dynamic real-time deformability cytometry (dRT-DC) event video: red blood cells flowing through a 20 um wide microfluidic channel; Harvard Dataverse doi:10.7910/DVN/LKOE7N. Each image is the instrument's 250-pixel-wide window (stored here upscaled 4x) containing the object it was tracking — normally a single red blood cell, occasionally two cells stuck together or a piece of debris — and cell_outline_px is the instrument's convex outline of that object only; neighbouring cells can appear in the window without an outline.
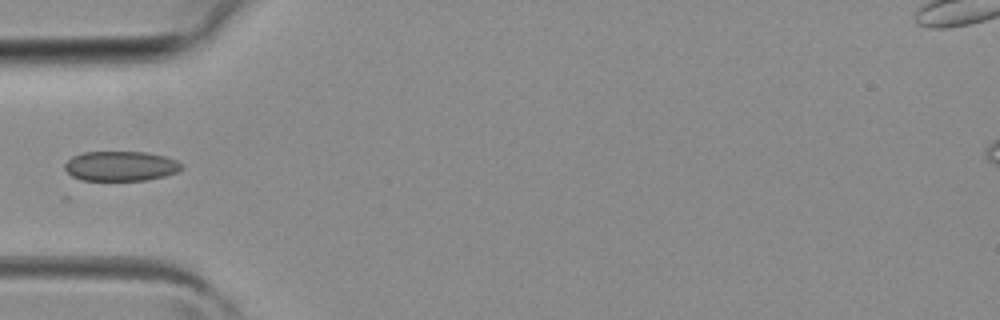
{"species": "common noctule bat (a hibernating species)", "species_latin": "Nyctalus noctula", "temperature_condition": "room temperature", "stored_images_in_passage": 3, "camera_frame_rate_fps": 3000, "um_per_image_px": 0.085, "animal": {"sex": "female", "body_mass_g": 19.3, "forearm_length_mm": 54.1}, "frame": {"image": 1, "passage_image": 3, "time_ms": 0.667, "image_size_px": [1000, 320], "cell_outline_px": [[184, 168], [176, 172], [164, 176], [148, 180], [80, 180], [72, 176], [64, 168], [64, 164], [72, 156], [84, 152], [148, 152], [164, 156], [176, 160], [184, 164]], "centroid_in_image_um": [10.28, 14.11], "position_along_channel_um": 74.7, "area_um2": 20.4}}